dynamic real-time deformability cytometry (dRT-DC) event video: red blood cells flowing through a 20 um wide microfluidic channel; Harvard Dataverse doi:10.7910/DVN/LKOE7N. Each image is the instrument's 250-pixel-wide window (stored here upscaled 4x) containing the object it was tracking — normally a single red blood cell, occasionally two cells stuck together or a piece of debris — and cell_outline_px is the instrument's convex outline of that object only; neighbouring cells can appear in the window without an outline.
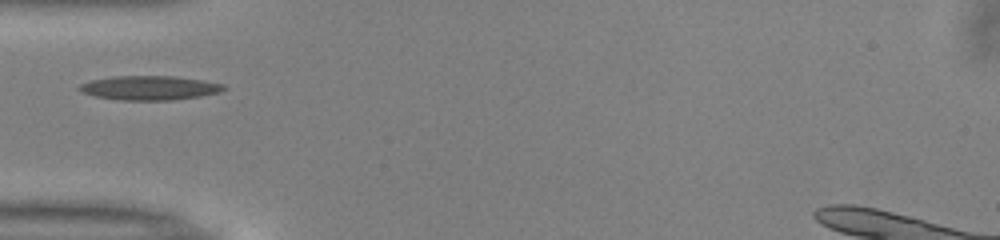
{"species": "common noctule bat (a hibernating species)", "species_latin": "Nyctalus noctula", "temperature_condition": "warm", "stored_images_in_passage": 25, "camera_frame_rate_fps": 3000, "um_per_image_px": 0.085, "animal": {"sex": "male", "body_mass_g": 13.0, "forearm_length_mm": 53.1}, "frame": {"image": 1, "passage_image": 1, "time_ms": 0.0, "image_size_px": [1000, 240], "cell_outline_px": [[228, 88], [220, 92], [200, 96], [172, 100], [120, 100], [96, 96], [84, 92], [76, 88], [80, 84], [92, 80], [112, 76], [176, 76], [204, 80], [224, 84]], "centroid_in_image_um": [12.76, 7.46], "position_along_channel_um": 72.2, "area_um2": 20.4}}
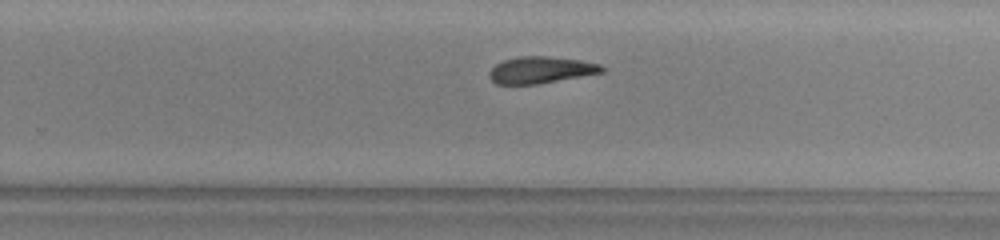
{"frame": {"image": 2, "passage_image": 17, "time_ms": 5.333, "image_size_px": [1000, 240], "cell_outline_px": [[604, 72], [536, 84], [496, 84], [488, 76], [488, 72], [496, 64], [504, 60], [516, 56], [548, 56], [580, 60], [600, 64], [604, 68]], "centroid_in_image_um": [45.94, 5.94], "position_along_channel_um": 283.9, "area_um2": 17.46}}
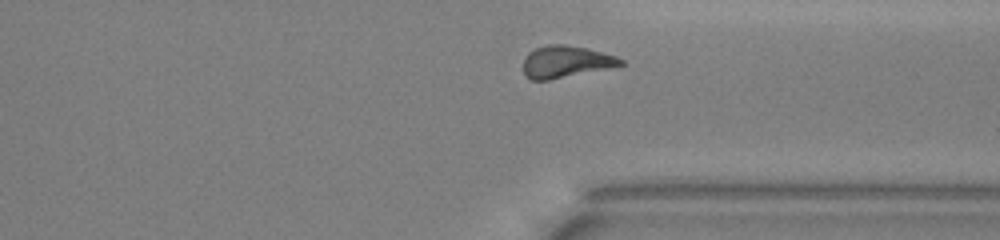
{"frame": {"image": 3, "passage_image": 23, "time_ms": 7.333, "image_size_px": [1000, 240], "cell_outline_px": [[624, 64], [608, 68], [548, 80], [532, 80], [524, 76], [524, 60], [528, 52], [536, 48], [548, 44], [564, 44], [588, 48], [616, 56], [624, 60]], "centroid_in_image_um": [48.08, 5.24], "position_along_channel_um": 363.3, "area_um2": 18.03}}